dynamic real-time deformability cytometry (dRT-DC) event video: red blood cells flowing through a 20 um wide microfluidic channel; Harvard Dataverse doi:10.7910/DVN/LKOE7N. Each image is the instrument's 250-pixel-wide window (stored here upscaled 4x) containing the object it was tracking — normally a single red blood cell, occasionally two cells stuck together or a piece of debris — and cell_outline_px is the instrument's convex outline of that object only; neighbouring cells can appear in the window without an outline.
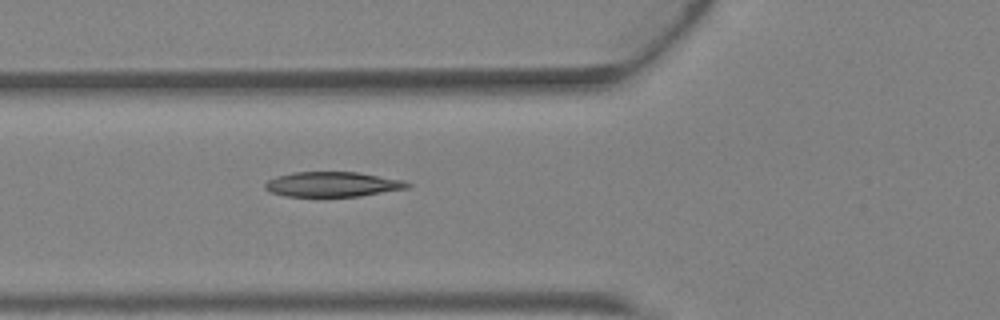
{"species": "Egyptian fruit bat (a non-hibernating species)", "species_latin": "Rousettus aegyptiacus", "temperature_condition": "warm", "stored_images_in_passage": 2, "camera_frame_rate_fps": 3000, "um_per_image_px": 0.085, "animal": {"sex": "female"}, "frame": {"image": 1, "passage_image": 2, "time_ms": 0.333, "image_size_px": [1000, 320], "cell_outline_px": [[412, 184], [408, 188], [360, 196], [284, 196], [272, 192], [264, 188], [264, 184], [268, 180], [276, 176], [292, 172], [356, 172], [404, 180]], "centroid_in_image_um": [28.26, 15.66], "position_along_channel_um": 97.5, "area_um2": 20.63}}